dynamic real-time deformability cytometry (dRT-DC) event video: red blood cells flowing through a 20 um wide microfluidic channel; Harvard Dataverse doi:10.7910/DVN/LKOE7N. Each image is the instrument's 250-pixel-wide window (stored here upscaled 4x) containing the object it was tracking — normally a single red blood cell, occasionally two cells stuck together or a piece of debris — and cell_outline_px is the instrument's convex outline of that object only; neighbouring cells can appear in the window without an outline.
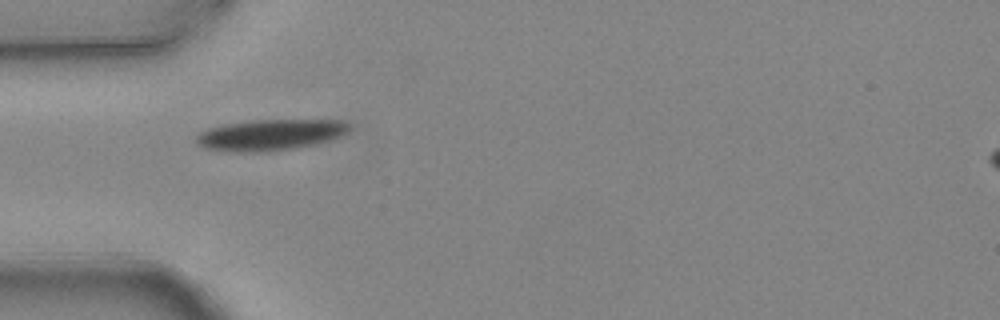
{"species": "common noctule bat (a hibernating species)", "species_latin": "Nyctalus noctula", "temperature_condition": "warm", "stored_images_in_passage": 6, "camera_frame_rate_fps": 3000, "um_per_image_px": 0.085, "animal": {"sex": "female", "body_mass_g": 24.6, "forearm_length_mm": 56.2}, "frame": {"image": 1, "passage_image": 5, "time_ms": 1.333, "image_size_px": [1000, 320], "cell_outline_px": [[348, 132], [340, 136], [328, 140], [296, 148], [268, 152], [232, 152], [204, 148], [196, 144], [196, 136], [200, 132], [208, 128], [224, 124], [252, 120], [336, 120], [348, 124]], "centroid_in_image_um": [22.89, 11.47], "position_along_channel_um": 62.1, "area_um2": 27.63}}
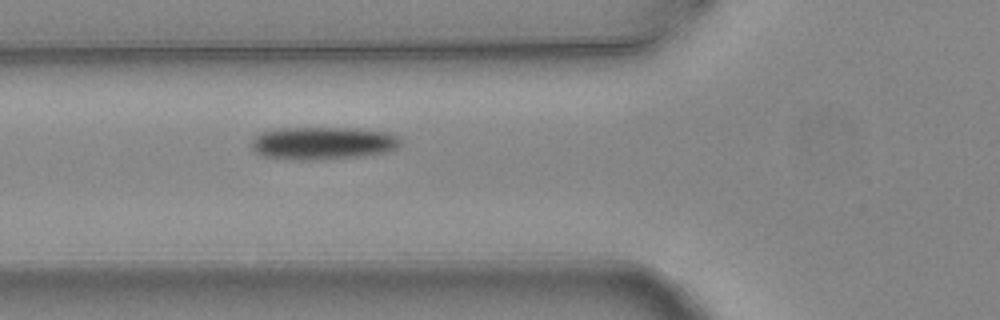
{"frame": {"image": 2, "passage_image": 6, "time_ms": 1.667, "image_size_px": [1000, 320], "cell_outline_px": [[400, 144], [396, 148], [388, 152], [364, 156], [316, 160], [300, 160], [264, 156], [256, 152], [252, 148], [252, 140], [260, 132], [284, 128], [356, 128], [388, 132], [396, 136], [400, 140]], "centroid_in_image_um": [27.47, 12.17], "position_along_channel_um": 98.3, "area_um2": 28.44}}